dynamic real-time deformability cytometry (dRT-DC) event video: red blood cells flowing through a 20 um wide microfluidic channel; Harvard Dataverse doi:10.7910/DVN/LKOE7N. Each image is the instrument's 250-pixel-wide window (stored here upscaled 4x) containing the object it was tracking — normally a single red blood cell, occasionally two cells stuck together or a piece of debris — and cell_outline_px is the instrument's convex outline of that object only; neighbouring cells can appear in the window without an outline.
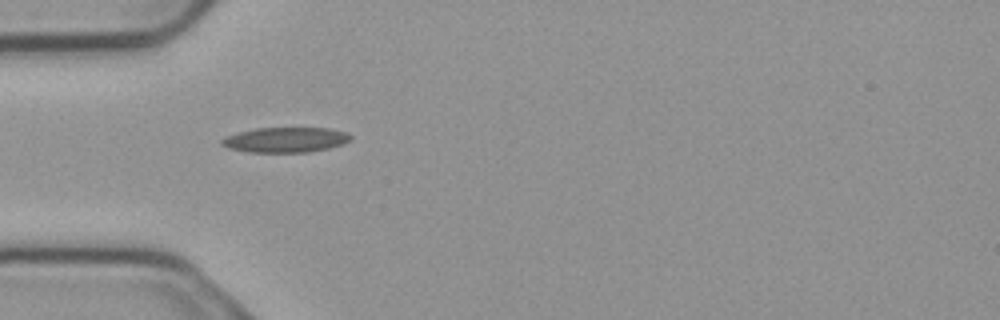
{"species": "common noctule bat (a hibernating species)", "species_latin": "Nyctalus noctula", "temperature_condition": "cold", "stored_images_in_passage": 5, "camera_frame_rate_fps": 3000, "um_per_image_px": 0.085, "animal": {"sex": "male", "body_mass_g": 23.1, "forearm_length_mm": 52.7}, "frame": {"image": 1, "passage_image": 1, "time_ms": 0.0, "image_size_px": [1000, 320], "cell_outline_px": [[352, 140], [344, 144], [328, 148], [308, 152], [248, 152], [228, 148], [220, 144], [220, 140], [236, 132], [256, 128], [328, 128], [348, 132], [352, 136]], "centroid_in_image_um": [24.29, 11.88], "position_along_channel_um": 60.7, "area_um2": 19.02}}
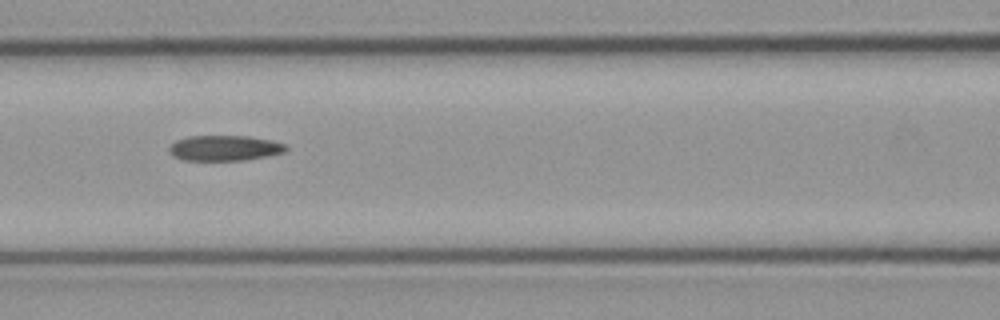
{"frame": {"image": 2, "passage_image": 3, "time_ms": 0.667, "image_size_px": [1000, 320], "cell_outline_px": [[288, 148], [284, 152], [268, 156], [244, 160], [184, 160], [172, 156], [168, 148], [176, 140], [188, 136], [248, 136], [272, 140], [284, 144]], "centroid_in_image_um": [19.08, 12.58], "position_along_channel_um": 147.5, "area_um2": 17.28}}
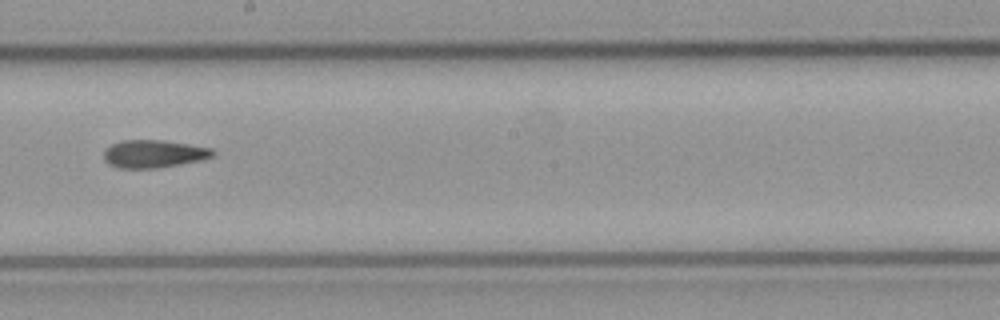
{"frame": {"image": 3, "passage_image": 5, "time_ms": 1.333, "image_size_px": [1000, 320], "cell_outline_px": [[216, 152], [212, 156], [200, 160], [180, 164], [156, 168], [120, 168], [108, 164], [104, 160], [104, 152], [112, 144], [120, 140], [160, 140], [188, 144], [212, 148]], "centroid_in_image_um": [13.06, 13.07], "position_along_channel_um": 235.1, "area_um2": 17.51}}